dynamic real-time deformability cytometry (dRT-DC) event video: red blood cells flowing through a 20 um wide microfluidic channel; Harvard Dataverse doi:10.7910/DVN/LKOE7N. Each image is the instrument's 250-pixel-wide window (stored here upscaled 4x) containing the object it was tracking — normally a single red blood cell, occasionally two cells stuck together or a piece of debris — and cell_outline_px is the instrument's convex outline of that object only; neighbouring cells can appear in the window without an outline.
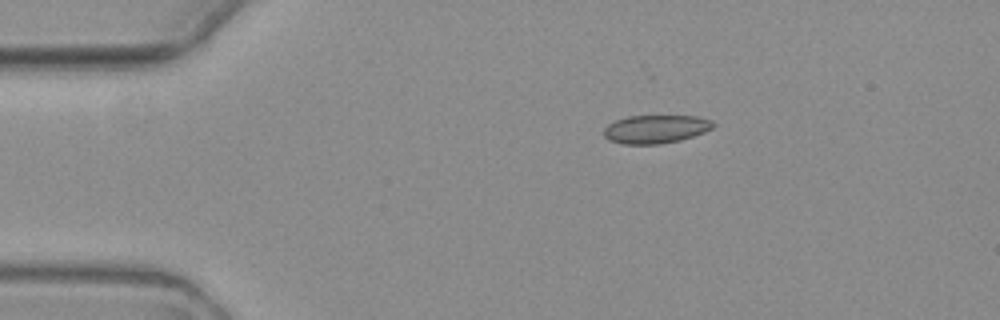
{"species": "common noctule bat (a hibernating species)", "species_latin": "Nyctalus noctula", "temperature_condition": "warm", "stored_images_in_passage": 7, "camera_frame_rate_fps": 3000, "um_per_image_px": 0.085, "animal": {"sex": "female", "body_mass_g": 19.3, "forearm_length_mm": 54.1}, "frame": {"image": 1, "passage_image": 3, "time_ms": 3.0, "image_size_px": [1000, 320], "cell_outline_px": [[716, 124], [712, 128], [704, 132], [680, 140], [660, 144], [624, 144], [608, 140], [604, 136], [604, 128], [608, 124], [616, 120], [628, 116], [696, 116], [712, 120]], "centroid_in_image_um": [55.73, 10.97], "position_along_channel_um": 29.3, "area_um2": 18.03}}
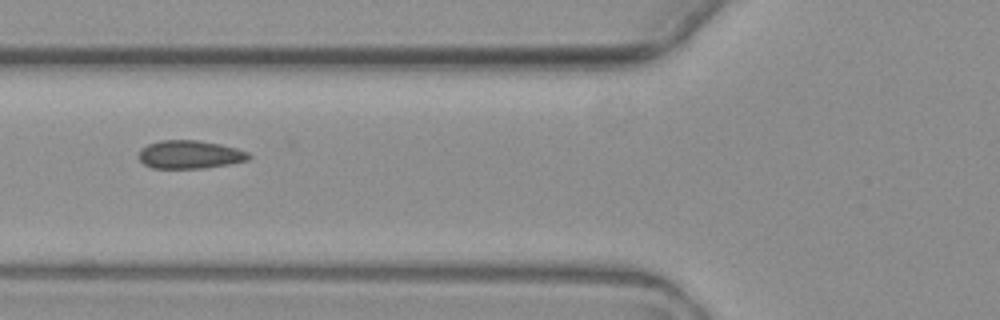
{"frame": {"image": 2, "passage_image": 6, "time_ms": 6.667, "image_size_px": [1000, 320], "cell_outline_px": [[252, 156], [248, 160], [228, 164], [204, 168], [152, 168], [144, 164], [140, 160], [140, 148], [148, 144], [160, 140], [196, 140], [220, 144], [236, 148], [248, 152]], "centroid_in_image_um": [16.14, 13.13], "position_along_channel_um": 109.7, "area_um2": 18.03}}
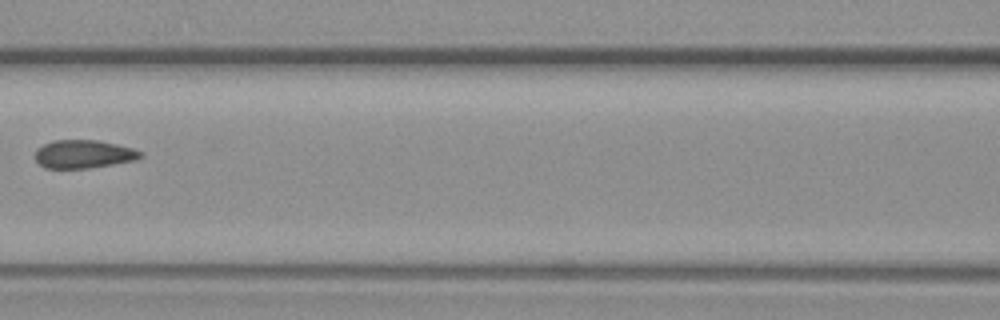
{"frame": {"image": 3, "passage_image": 7, "time_ms": 8.0, "image_size_px": [1000, 320], "cell_outline_px": [[144, 156], [136, 160], [88, 168], [44, 168], [36, 160], [36, 148], [52, 140], [100, 140], [132, 148], [144, 152]], "centroid_in_image_um": [7.13, 13.09], "position_along_channel_um": 159.5, "area_um2": 17.4}}